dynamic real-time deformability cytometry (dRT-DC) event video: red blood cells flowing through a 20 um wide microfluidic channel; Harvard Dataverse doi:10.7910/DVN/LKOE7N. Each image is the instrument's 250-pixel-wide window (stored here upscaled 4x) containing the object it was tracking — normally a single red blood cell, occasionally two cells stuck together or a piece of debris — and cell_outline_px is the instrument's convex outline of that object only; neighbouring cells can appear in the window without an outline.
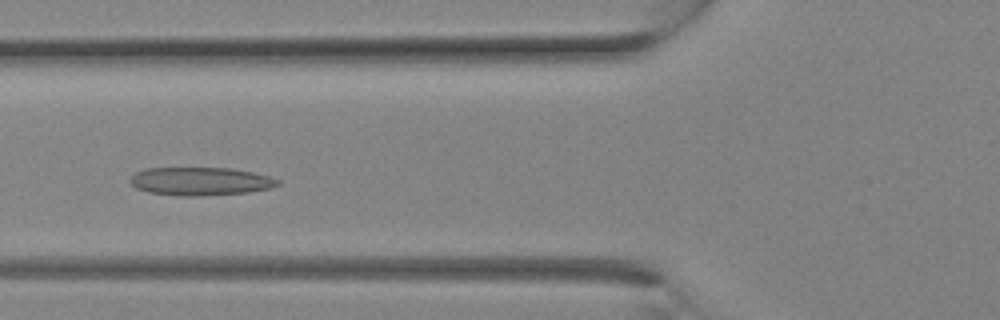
{"species": "Egyptian fruit bat (a non-hibernating species)", "species_latin": "Rousettus aegyptiacus", "temperature_condition": "room temperature", "stored_images_in_passage": 12, "camera_frame_rate_fps": 3000, "um_per_image_px": 0.085, "animal": {"sex": "female"}, "frame": {"image": 1, "passage_image": 9, "time_ms": 2.667, "image_size_px": [1000, 320], "cell_outline_px": [[280, 184], [272, 188], [248, 192], [200, 196], [180, 196], [148, 192], [136, 188], [128, 180], [136, 172], [144, 168], [228, 168], [252, 172], [268, 176], [280, 180]], "centroid_in_image_um": [17.02, 15.41], "position_along_channel_um": 108.8, "area_um2": 24.28}}
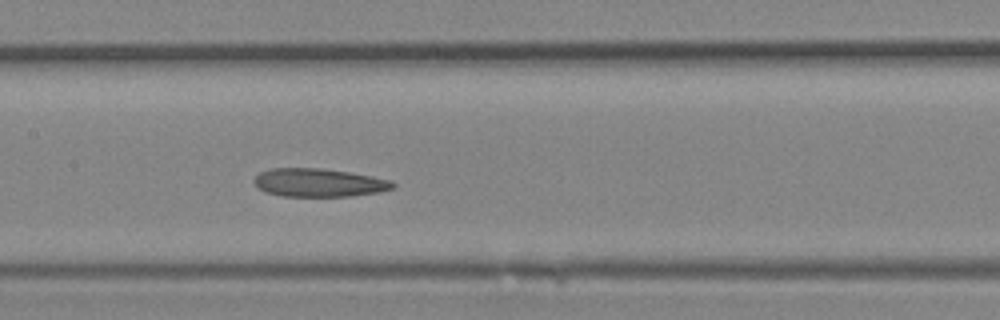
{"frame": {"image": 2, "passage_image": 12, "time_ms": 3.667, "image_size_px": [1000, 320], "cell_outline_px": [[396, 188], [380, 192], [352, 196], [284, 196], [264, 192], [252, 180], [260, 172], [272, 168], [320, 168], [348, 172], [388, 180], [396, 184]], "centroid_in_image_um": [27.1, 15.53], "position_along_channel_um": 180.3, "area_um2": 22.72}}